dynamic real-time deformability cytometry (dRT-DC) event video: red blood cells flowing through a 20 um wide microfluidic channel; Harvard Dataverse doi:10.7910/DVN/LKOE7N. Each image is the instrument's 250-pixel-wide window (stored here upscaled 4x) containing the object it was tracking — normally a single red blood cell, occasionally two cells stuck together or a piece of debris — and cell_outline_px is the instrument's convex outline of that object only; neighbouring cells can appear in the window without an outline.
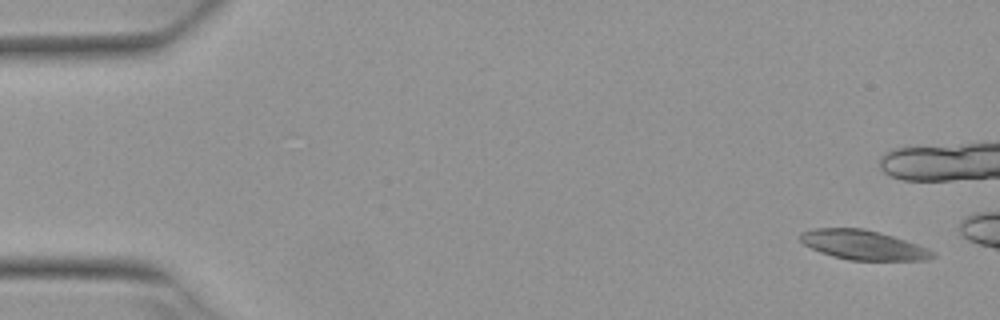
{"species": "Egyptian fruit bat (a non-hibernating species)", "species_latin": "Rousettus aegyptiacus", "temperature_condition": "warm", "stored_images_in_passage": 8, "camera_frame_rate_fps": 3000, "um_per_image_px": 0.085, "animal": {"sex": "female"}, "frame": {"image": 1, "passage_image": 1, "time_ms": 0.0, "image_size_px": [1000, 320], "cell_outline_px": [[936, 256], [924, 260], [848, 260], [832, 256], [820, 252], [804, 244], [800, 240], [800, 232], [812, 228], [864, 228], [892, 236], [928, 248], [936, 252]], "centroid_in_image_um": [73.36, 20.82], "position_along_channel_um": 11.6, "area_um2": 22.72}}
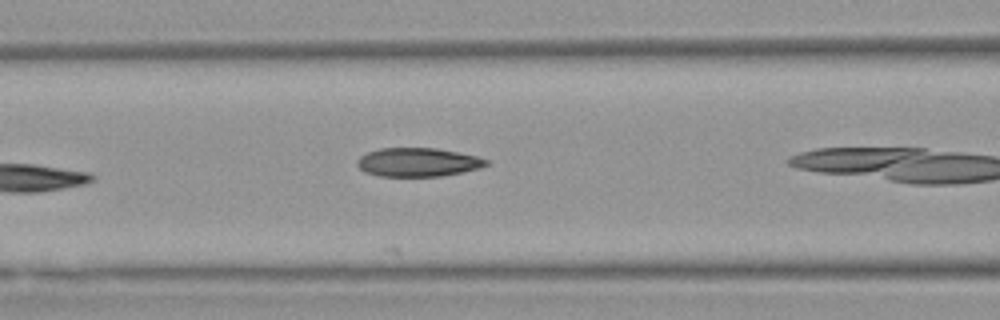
{"frame": {"image": 2, "passage_image": 7, "time_ms": 2.0, "image_size_px": [1000, 320], "cell_outline_px": [[488, 164], [480, 168], [440, 176], [380, 176], [364, 172], [356, 164], [356, 160], [360, 156], [368, 152], [380, 148], [436, 148], [476, 156], [488, 160]], "centroid_in_image_um": [35.48, 13.78], "position_along_channel_um": 131.1, "area_um2": 21.44}}